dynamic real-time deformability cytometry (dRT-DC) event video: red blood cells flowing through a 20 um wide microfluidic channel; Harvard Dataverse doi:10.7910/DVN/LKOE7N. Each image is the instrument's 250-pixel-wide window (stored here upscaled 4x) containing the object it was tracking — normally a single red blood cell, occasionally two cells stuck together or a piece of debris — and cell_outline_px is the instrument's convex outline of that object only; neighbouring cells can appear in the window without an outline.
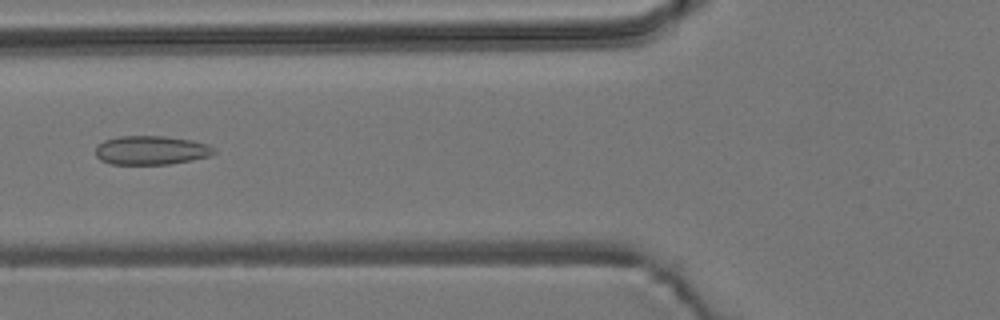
{"species": "common noctule bat (a hibernating species)", "species_latin": "Nyctalus noctula", "temperature_condition": "room temperature", "stored_images_in_passage": 35, "camera_frame_rate_fps": 3000, "um_per_image_px": 0.085, "animal": {"sex": "male", "body_mass_g": 19.2, "forearm_length_mm": 51.8}, "frame": {"image": 1, "passage_image": 5, "time_ms": 1.333, "image_size_px": [1000, 320], "cell_outline_px": [[216, 152], [208, 156], [192, 160], [168, 164], [112, 164], [100, 160], [96, 156], [96, 148], [104, 140], [120, 136], [164, 136], [192, 140], [208, 144], [216, 148]], "centroid_in_image_um": [12.87, 12.77], "position_along_channel_um": 112.9, "area_um2": 19.94}}
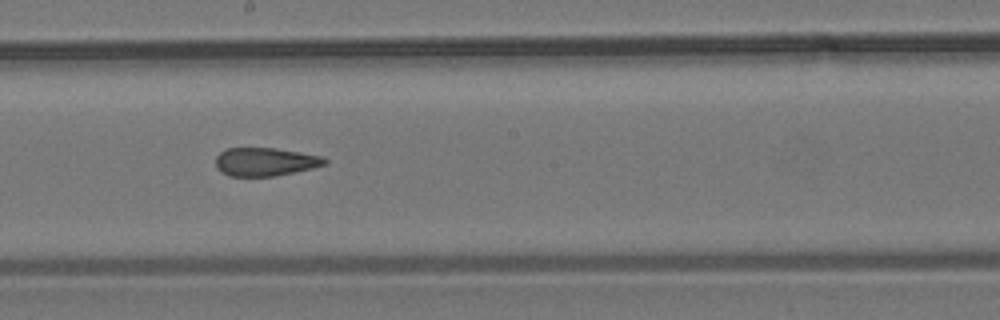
{"frame": {"image": 2, "passage_image": 14, "time_ms": 4.333, "image_size_px": [1000, 320], "cell_outline_px": [[328, 164], [312, 168], [276, 176], [228, 176], [220, 172], [216, 168], [216, 156], [220, 152], [228, 148], [272, 148], [324, 156], [328, 160]], "centroid_in_image_um": [22.54, 13.76], "position_along_channel_um": 225.7, "area_um2": 18.09}}
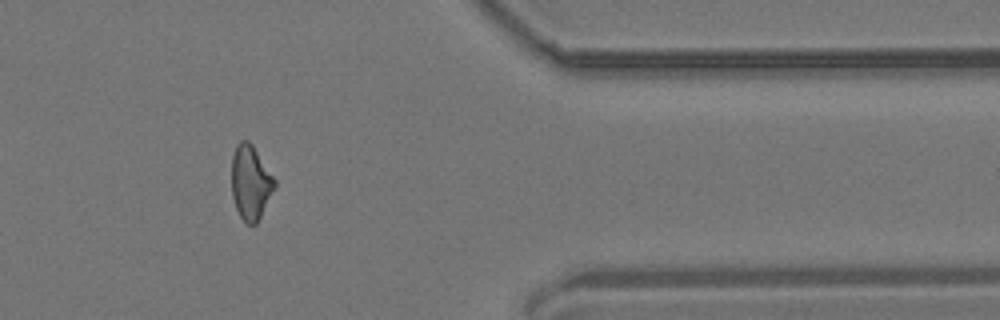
{"frame": {"image": 3, "passage_image": 29, "time_ms": 9.333, "image_size_px": [1000, 320], "cell_outline_px": [[276, 188], [256, 224], [248, 224], [240, 216], [236, 208], [232, 196], [232, 156], [236, 144], [240, 140], [248, 140], [252, 144], [276, 180]], "centroid_in_image_um": [21.31, 15.49], "position_along_channel_um": 390.1, "area_um2": 18.67}, "authors_computed_cell_mechanics": {"area_um2": 18.9584, "velocity_mm_per_s": 3.7534, "shape_relaxation_time_tau1_ms": null, "shape_relaxation_time_tau2_ms": 2.7369, "deformation_change_tau1": null, "deformation_change_tau2": 0.1065}}